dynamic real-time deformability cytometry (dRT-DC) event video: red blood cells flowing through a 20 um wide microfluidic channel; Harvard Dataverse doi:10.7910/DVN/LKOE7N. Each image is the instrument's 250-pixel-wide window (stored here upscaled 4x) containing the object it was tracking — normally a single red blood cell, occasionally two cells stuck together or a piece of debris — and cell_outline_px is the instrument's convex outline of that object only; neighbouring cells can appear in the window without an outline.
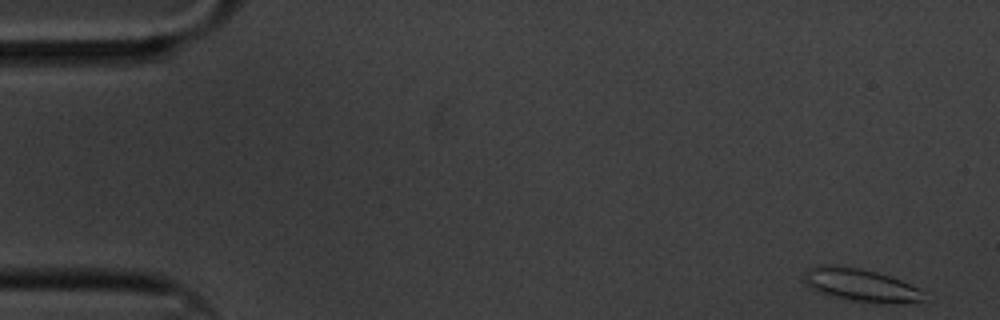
{"species": "common noctule bat (a hibernating species)", "species_latin": "Nyctalus noctula", "temperature_condition": "cold", "stored_images_in_passage": 59, "camera_frame_rate_fps": 3000, "um_per_image_px": 0.085, "animal": {"sex": "male", "body_mass_g": 20.1, "forearm_length_mm": 53.5}, "frame": {"image": 1, "passage_image": 1, "time_ms": 0.0, "image_size_px": [1000, 320], "cell_outline_px": [[924, 300], [892, 304], [880, 304], [852, 300], [828, 296], [808, 288], [804, 280], [804, 272], [808, 268], [816, 264], [824, 264], [856, 268], [876, 272], [900, 280], [924, 292]], "centroid_in_image_um": [73.08, 24.24], "position_along_channel_um": 11.9, "area_um2": 22.95}}
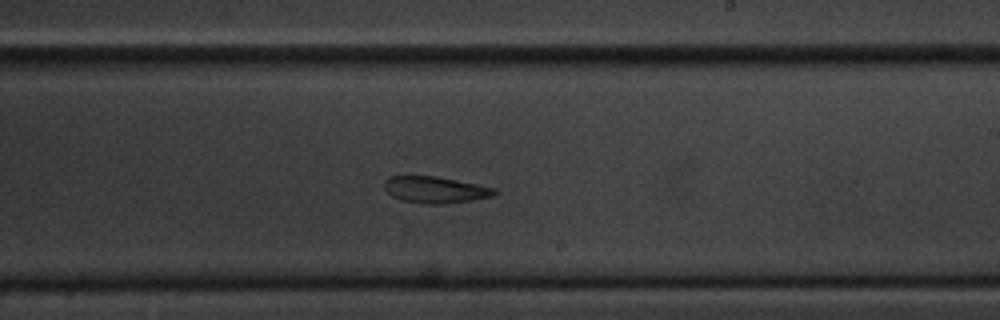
{"frame": {"image": 2, "passage_image": 34, "time_ms": 11.0, "image_size_px": [1000, 320], "cell_outline_px": [[496, 192], [492, 196], [472, 200], [444, 204], [424, 204], [400, 200], [392, 196], [384, 188], [384, 180], [388, 176], [436, 176], [496, 188]], "centroid_in_image_um": [36.95, 16.13], "position_along_channel_um": 252.0, "area_um2": 17.05}}
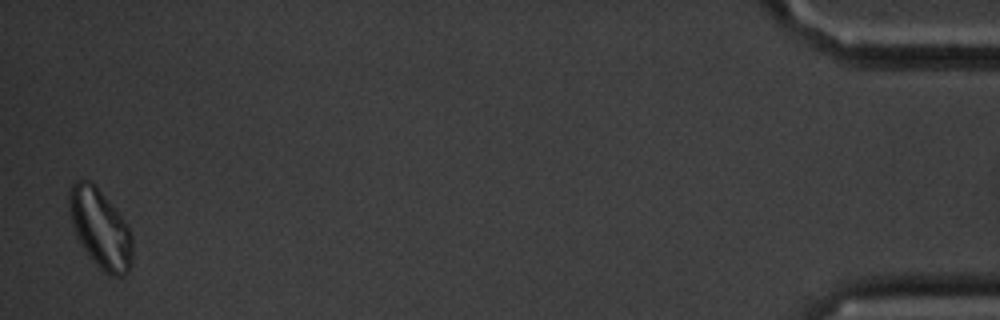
{"frame": {"image": 3, "passage_image": 58, "time_ms": 19.0, "image_size_px": [1000, 320], "cell_outline_px": [[132, 264], [128, 272], [124, 276], [112, 276], [104, 272], [88, 256], [76, 236], [72, 224], [68, 208], [68, 192], [72, 184], [76, 180], [88, 180], [96, 184], [120, 216], [128, 228], [132, 236]], "centroid_in_image_um": [8.5, 19.43], "position_along_channel_um": 426.7, "area_um2": 29.13}}